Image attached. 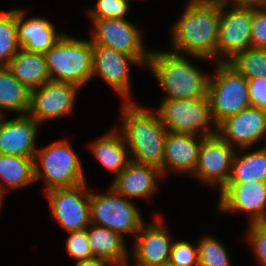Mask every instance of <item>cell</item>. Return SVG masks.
Returning a JSON list of instances; mask_svg holds the SVG:
<instances>
[{
  "instance_id": "ac0fdd59",
  "label": "cell",
  "mask_w": 266,
  "mask_h": 266,
  "mask_svg": "<svg viewBox=\"0 0 266 266\" xmlns=\"http://www.w3.org/2000/svg\"><path fill=\"white\" fill-rule=\"evenodd\" d=\"M0 119V154L34 157L40 123L28 114L5 120Z\"/></svg>"
},
{
  "instance_id": "6da1fadb",
  "label": "cell",
  "mask_w": 266,
  "mask_h": 266,
  "mask_svg": "<svg viewBox=\"0 0 266 266\" xmlns=\"http://www.w3.org/2000/svg\"><path fill=\"white\" fill-rule=\"evenodd\" d=\"M187 3L182 16L172 25L173 48L168 51L216 63L220 4L212 0H188Z\"/></svg>"
},
{
  "instance_id": "e0dca14e",
  "label": "cell",
  "mask_w": 266,
  "mask_h": 266,
  "mask_svg": "<svg viewBox=\"0 0 266 266\" xmlns=\"http://www.w3.org/2000/svg\"><path fill=\"white\" fill-rule=\"evenodd\" d=\"M163 220L155 214V221L144 223L135 236L131 250L135 266H156L169 261L173 240Z\"/></svg>"
},
{
  "instance_id": "d6a6232c",
  "label": "cell",
  "mask_w": 266,
  "mask_h": 266,
  "mask_svg": "<svg viewBox=\"0 0 266 266\" xmlns=\"http://www.w3.org/2000/svg\"><path fill=\"white\" fill-rule=\"evenodd\" d=\"M247 242L260 266H266V222L248 223Z\"/></svg>"
},
{
  "instance_id": "4dcf8cb0",
  "label": "cell",
  "mask_w": 266,
  "mask_h": 266,
  "mask_svg": "<svg viewBox=\"0 0 266 266\" xmlns=\"http://www.w3.org/2000/svg\"><path fill=\"white\" fill-rule=\"evenodd\" d=\"M129 0H98L94 9H89L90 19H125L129 12Z\"/></svg>"
},
{
  "instance_id": "9c48e42d",
  "label": "cell",
  "mask_w": 266,
  "mask_h": 266,
  "mask_svg": "<svg viewBox=\"0 0 266 266\" xmlns=\"http://www.w3.org/2000/svg\"><path fill=\"white\" fill-rule=\"evenodd\" d=\"M251 28L252 5L220 4L217 62H227L252 47Z\"/></svg>"
},
{
  "instance_id": "4316f807",
  "label": "cell",
  "mask_w": 266,
  "mask_h": 266,
  "mask_svg": "<svg viewBox=\"0 0 266 266\" xmlns=\"http://www.w3.org/2000/svg\"><path fill=\"white\" fill-rule=\"evenodd\" d=\"M236 152L228 182H266V146L243 155Z\"/></svg>"
},
{
  "instance_id": "836d02e7",
  "label": "cell",
  "mask_w": 266,
  "mask_h": 266,
  "mask_svg": "<svg viewBox=\"0 0 266 266\" xmlns=\"http://www.w3.org/2000/svg\"><path fill=\"white\" fill-rule=\"evenodd\" d=\"M169 261L176 266H199L198 247L187 241H174L171 247Z\"/></svg>"
},
{
  "instance_id": "ffe728a7",
  "label": "cell",
  "mask_w": 266,
  "mask_h": 266,
  "mask_svg": "<svg viewBox=\"0 0 266 266\" xmlns=\"http://www.w3.org/2000/svg\"><path fill=\"white\" fill-rule=\"evenodd\" d=\"M157 177L164 178L159 168L131 161L120 174L114 177L110 187L129 200L147 199L151 198L158 189Z\"/></svg>"
},
{
  "instance_id": "ba28073f",
  "label": "cell",
  "mask_w": 266,
  "mask_h": 266,
  "mask_svg": "<svg viewBox=\"0 0 266 266\" xmlns=\"http://www.w3.org/2000/svg\"><path fill=\"white\" fill-rule=\"evenodd\" d=\"M138 207L129 199L117 194L110 186L107 193L90 192L91 223L106 227L121 236H135L144 222Z\"/></svg>"
},
{
  "instance_id": "8d00e7d4",
  "label": "cell",
  "mask_w": 266,
  "mask_h": 266,
  "mask_svg": "<svg viewBox=\"0 0 266 266\" xmlns=\"http://www.w3.org/2000/svg\"><path fill=\"white\" fill-rule=\"evenodd\" d=\"M219 4H238L252 6H266V0H212ZM232 1V2H231Z\"/></svg>"
},
{
  "instance_id": "5b68a950",
  "label": "cell",
  "mask_w": 266,
  "mask_h": 266,
  "mask_svg": "<svg viewBox=\"0 0 266 266\" xmlns=\"http://www.w3.org/2000/svg\"><path fill=\"white\" fill-rule=\"evenodd\" d=\"M50 81L80 88L92 78V42L64 35L45 53Z\"/></svg>"
},
{
  "instance_id": "8992f818",
  "label": "cell",
  "mask_w": 266,
  "mask_h": 266,
  "mask_svg": "<svg viewBox=\"0 0 266 266\" xmlns=\"http://www.w3.org/2000/svg\"><path fill=\"white\" fill-rule=\"evenodd\" d=\"M155 111L168 131L199 136L217 134L209 96L198 99H163Z\"/></svg>"
},
{
  "instance_id": "4fadbf2b",
  "label": "cell",
  "mask_w": 266,
  "mask_h": 266,
  "mask_svg": "<svg viewBox=\"0 0 266 266\" xmlns=\"http://www.w3.org/2000/svg\"><path fill=\"white\" fill-rule=\"evenodd\" d=\"M79 88L69 82L48 81L31 91L28 115L41 124L70 114Z\"/></svg>"
},
{
  "instance_id": "cb8c5ba5",
  "label": "cell",
  "mask_w": 266,
  "mask_h": 266,
  "mask_svg": "<svg viewBox=\"0 0 266 266\" xmlns=\"http://www.w3.org/2000/svg\"><path fill=\"white\" fill-rule=\"evenodd\" d=\"M6 66L31 91L50 81L44 53L21 48Z\"/></svg>"
},
{
  "instance_id": "3957f363",
  "label": "cell",
  "mask_w": 266,
  "mask_h": 266,
  "mask_svg": "<svg viewBox=\"0 0 266 266\" xmlns=\"http://www.w3.org/2000/svg\"><path fill=\"white\" fill-rule=\"evenodd\" d=\"M188 59L170 51H150L147 65L166 93L163 99L208 97L211 75L204 74Z\"/></svg>"
},
{
  "instance_id": "277c9868",
  "label": "cell",
  "mask_w": 266,
  "mask_h": 266,
  "mask_svg": "<svg viewBox=\"0 0 266 266\" xmlns=\"http://www.w3.org/2000/svg\"><path fill=\"white\" fill-rule=\"evenodd\" d=\"M34 167L35 180L45 181V192L86 182L79 155L65 139L38 149L34 156Z\"/></svg>"
},
{
  "instance_id": "5bb4252c",
  "label": "cell",
  "mask_w": 266,
  "mask_h": 266,
  "mask_svg": "<svg viewBox=\"0 0 266 266\" xmlns=\"http://www.w3.org/2000/svg\"><path fill=\"white\" fill-rule=\"evenodd\" d=\"M143 65L136 57L101 45H92V77L99 76L124 99L131 101L130 65Z\"/></svg>"
},
{
  "instance_id": "7402d4cb",
  "label": "cell",
  "mask_w": 266,
  "mask_h": 266,
  "mask_svg": "<svg viewBox=\"0 0 266 266\" xmlns=\"http://www.w3.org/2000/svg\"><path fill=\"white\" fill-rule=\"evenodd\" d=\"M88 242L95 258L109 261L114 266H128V247L125 237L106 227L90 224L87 228ZM128 255V256H127Z\"/></svg>"
},
{
  "instance_id": "f1b7e54d",
  "label": "cell",
  "mask_w": 266,
  "mask_h": 266,
  "mask_svg": "<svg viewBox=\"0 0 266 266\" xmlns=\"http://www.w3.org/2000/svg\"><path fill=\"white\" fill-rule=\"evenodd\" d=\"M20 49L17 40L16 9L0 13V66H6Z\"/></svg>"
},
{
  "instance_id": "52a82bcc",
  "label": "cell",
  "mask_w": 266,
  "mask_h": 266,
  "mask_svg": "<svg viewBox=\"0 0 266 266\" xmlns=\"http://www.w3.org/2000/svg\"><path fill=\"white\" fill-rule=\"evenodd\" d=\"M212 76L208 96L212 118L218 125L224 119L250 107L251 102L247 78L238 74L226 62H216L215 73Z\"/></svg>"
},
{
  "instance_id": "603a6c76",
  "label": "cell",
  "mask_w": 266,
  "mask_h": 266,
  "mask_svg": "<svg viewBox=\"0 0 266 266\" xmlns=\"http://www.w3.org/2000/svg\"><path fill=\"white\" fill-rule=\"evenodd\" d=\"M89 148L96 160L115 176L131 162L129 150L117 128L93 140Z\"/></svg>"
},
{
  "instance_id": "7c38bea8",
  "label": "cell",
  "mask_w": 266,
  "mask_h": 266,
  "mask_svg": "<svg viewBox=\"0 0 266 266\" xmlns=\"http://www.w3.org/2000/svg\"><path fill=\"white\" fill-rule=\"evenodd\" d=\"M237 150L218 134L205 136L198 155V162L192 177L209 186H226Z\"/></svg>"
},
{
  "instance_id": "d6986e66",
  "label": "cell",
  "mask_w": 266,
  "mask_h": 266,
  "mask_svg": "<svg viewBox=\"0 0 266 266\" xmlns=\"http://www.w3.org/2000/svg\"><path fill=\"white\" fill-rule=\"evenodd\" d=\"M204 137L168 131L164 142L163 177L171 170L192 176Z\"/></svg>"
},
{
  "instance_id": "8fae6325",
  "label": "cell",
  "mask_w": 266,
  "mask_h": 266,
  "mask_svg": "<svg viewBox=\"0 0 266 266\" xmlns=\"http://www.w3.org/2000/svg\"><path fill=\"white\" fill-rule=\"evenodd\" d=\"M88 184L46 192L51 213L67 232L87 229L91 224Z\"/></svg>"
},
{
  "instance_id": "9a60e30c",
  "label": "cell",
  "mask_w": 266,
  "mask_h": 266,
  "mask_svg": "<svg viewBox=\"0 0 266 266\" xmlns=\"http://www.w3.org/2000/svg\"><path fill=\"white\" fill-rule=\"evenodd\" d=\"M218 210L249 215V223L266 222V182H227L220 191Z\"/></svg>"
},
{
  "instance_id": "d4e9b609",
  "label": "cell",
  "mask_w": 266,
  "mask_h": 266,
  "mask_svg": "<svg viewBox=\"0 0 266 266\" xmlns=\"http://www.w3.org/2000/svg\"><path fill=\"white\" fill-rule=\"evenodd\" d=\"M0 194L36 183L34 157L0 154Z\"/></svg>"
},
{
  "instance_id": "f35d334b",
  "label": "cell",
  "mask_w": 266,
  "mask_h": 266,
  "mask_svg": "<svg viewBox=\"0 0 266 266\" xmlns=\"http://www.w3.org/2000/svg\"><path fill=\"white\" fill-rule=\"evenodd\" d=\"M156 266H176V265L170 261H166V262L161 263L160 265H156Z\"/></svg>"
},
{
  "instance_id": "2e32d148",
  "label": "cell",
  "mask_w": 266,
  "mask_h": 266,
  "mask_svg": "<svg viewBox=\"0 0 266 266\" xmlns=\"http://www.w3.org/2000/svg\"><path fill=\"white\" fill-rule=\"evenodd\" d=\"M217 134L237 151L251 149L266 134V110L250 106L221 121Z\"/></svg>"
},
{
  "instance_id": "7a4b0ae2",
  "label": "cell",
  "mask_w": 266,
  "mask_h": 266,
  "mask_svg": "<svg viewBox=\"0 0 266 266\" xmlns=\"http://www.w3.org/2000/svg\"><path fill=\"white\" fill-rule=\"evenodd\" d=\"M122 129L131 161L159 168L163 176L164 142L168 133L157 112H150L134 101L121 106Z\"/></svg>"
},
{
  "instance_id": "1f68e13d",
  "label": "cell",
  "mask_w": 266,
  "mask_h": 266,
  "mask_svg": "<svg viewBox=\"0 0 266 266\" xmlns=\"http://www.w3.org/2000/svg\"><path fill=\"white\" fill-rule=\"evenodd\" d=\"M66 240V251L69 257L76 262L93 258V254L88 242L87 229L68 232Z\"/></svg>"
},
{
  "instance_id": "44dd1931",
  "label": "cell",
  "mask_w": 266,
  "mask_h": 266,
  "mask_svg": "<svg viewBox=\"0 0 266 266\" xmlns=\"http://www.w3.org/2000/svg\"><path fill=\"white\" fill-rule=\"evenodd\" d=\"M26 11L16 9L17 40L20 48L37 53H46L64 33H56L53 23L44 17L25 19Z\"/></svg>"
},
{
  "instance_id": "484cf974",
  "label": "cell",
  "mask_w": 266,
  "mask_h": 266,
  "mask_svg": "<svg viewBox=\"0 0 266 266\" xmlns=\"http://www.w3.org/2000/svg\"><path fill=\"white\" fill-rule=\"evenodd\" d=\"M31 90L23 85L7 68L0 66V115L13 112L28 114Z\"/></svg>"
},
{
  "instance_id": "ab89813d",
  "label": "cell",
  "mask_w": 266,
  "mask_h": 266,
  "mask_svg": "<svg viewBox=\"0 0 266 266\" xmlns=\"http://www.w3.org/2000/svg\"><path fill=\"white\" fill-rule=\"evenodd\" d=\"M3 198H4V195H2V194H0V211H1V208H2V200H3Z\"/></svg>"
},
{
  "instance_id": "74e56055",
  "label": "cell",
  "mask_w": 266,
  "mask_h": 266,
  "mask_svg": "<svg viewBox=\"0 0 266 266\" xmlns=\"http://www.w3.org/2000/svg\"><path fill=\"white\" fill-rule=\"evenodd\" d=\"M75 266H114L109 261L101 258H90L84 261L76 262Z\"/></svg>"
},
{
  "instance_id": "e575fe53",
  "label": "cell",
  "mask_w": 266,
  "mask_h": 266,
  "mask_svg": "<svg viewBox=\"0 0 266 266\" xmlns=\"http://www.w3.org/2000/svg\"><path fill=\"white\" fill-rule=\"evenodd\" d=\"M251 46L266 48V6H252Z\"/></svg>"
},
{
  "instance_id": "d590c367",
  "label": "cell",
  "mask_w": 266,
  "mask_h": 266,
  "mask_svg": "<svg viewBox=\"0 0 266 266\" xmlns=\"http://www.w3.org/2000/svg\"><path fill=\"white\" fill-rule=\"evenodd\" d=\"M247 80L251 106L266 110V78L253 77Z\"/></svg>"
},
{
  "instance_id": "30bf717a",
  "label": "cell",
  "mask_w": 266,
  "mask_h": 266,
  "mask_svg": "<svg viewBox=\"0 0 266 266\" xmlns=\"http://www.w3.org/2000/svg\"><path fill=\"white\" fill-rule=\"evenodd\" d=\"M94 24L92 45H101L125 55L136 57L147 65L151 50H146L143 35L137 26L127 19H90Z\"/></svg>"
},
{
  "instance_id": "83f0119b",
  "label": "cell",
  "mask_w": 266,
  "mask_h": 266,
  "mask_svg": "<svg viewBox=\"0 0 266 266\" xmlns=\"http://www.w3.org/2000/svg\"><path fill=\"white\" fill-rule=\"evenodd\" d=\"M226 63L247 79L253 77L266 78V48L250 47L234 55Z\"/></svg>"
},
{
  "instance_id": "f546056e",
  "label": "cell",
  "mask_w": 266,
  "mask_h": 266,
  "mask_svg": "<svg viewBox=\"0 0 266 266\" xmlns=\"http://www.w3.org/2000/svg\"><path fill=\"white\" fill-rule=\"evenodd\" d=\"M197 243L199 266H231L228 249L216 237L205 235Z\"/></svg>"
}]
</instances>
